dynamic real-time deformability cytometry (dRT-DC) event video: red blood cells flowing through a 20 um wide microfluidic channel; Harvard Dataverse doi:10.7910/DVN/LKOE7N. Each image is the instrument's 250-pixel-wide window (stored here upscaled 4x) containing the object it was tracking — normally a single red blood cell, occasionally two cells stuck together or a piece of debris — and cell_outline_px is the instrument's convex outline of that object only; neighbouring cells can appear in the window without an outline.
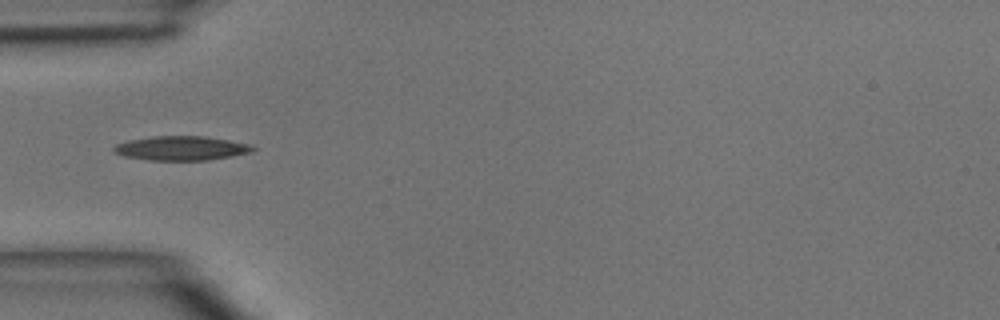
{"species": "common noctule bat (a hibernating species)", "species_latin": "Nyctalus noctula", "temperature_condition": "room temperature", "stored_images_in_passage": 2, "camera_frame_rate_fps": 3000, "um_per_image_px": 0.085, "animal": {"sex": "male", "body_mass_g": 15.6}, "frame": {"image": 1, "passage_image": 1, "time_ms": 0.0, "image_size_px": [1000, 320], "cell_outline_px": [[256, 148], [252, 152], [232, 156], [208, 160], [148, 160], [124, 156], [112, 152], [112, 148], [116, 144], [128, 140], [152, 136], [204, 136], [252, 144]], "centroid_in_image_um": [15.4, 12.6], "position_along_channel_um": 69.6, "area_um2": 19.77}}